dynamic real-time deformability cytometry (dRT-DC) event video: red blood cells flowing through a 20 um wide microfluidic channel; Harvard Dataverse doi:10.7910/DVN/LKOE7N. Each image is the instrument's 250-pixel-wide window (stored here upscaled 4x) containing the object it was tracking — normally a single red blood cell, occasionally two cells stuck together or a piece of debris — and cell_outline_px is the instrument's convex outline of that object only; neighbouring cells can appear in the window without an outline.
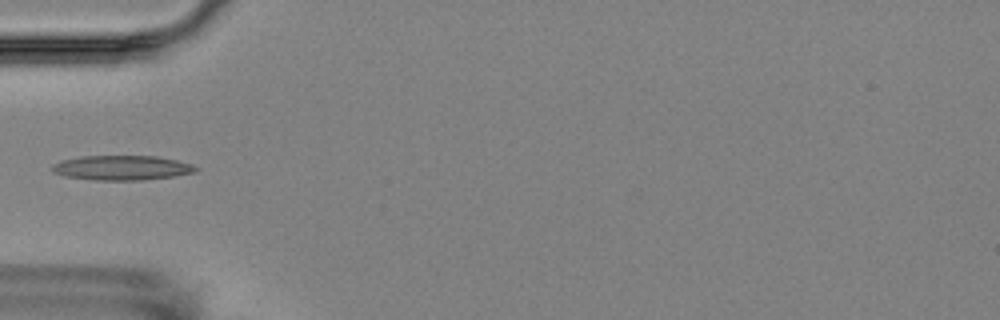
{"species": "Egyptian fruit bat (a non-hibernating species)", "species_latin": "Rousettus aegyptiacus", "temperature_condition": "room temperature", "stored_images_in_passage": 5, "camera_frame_rate_fps": 3000, "um_per_image_px": 0.085, "animal": {"sex": "female"}, "frame": {"image": 1, "passage_image": 5, "time_ms": 4.667, "image_size_px": [1000, 320], "cell_outline_px": [[200, 168], [196, 172], [176, 176], [140, 180], [96, 180], [64, 176], [52, 172], [52, 164], [60, 160], [80, 156], [156, 156], [176, 160], [192, 164]], "centroid_in_image_um": [10.36, 14.26], "position_along_channel_um": 74.6, "area_um2": 20.81}}